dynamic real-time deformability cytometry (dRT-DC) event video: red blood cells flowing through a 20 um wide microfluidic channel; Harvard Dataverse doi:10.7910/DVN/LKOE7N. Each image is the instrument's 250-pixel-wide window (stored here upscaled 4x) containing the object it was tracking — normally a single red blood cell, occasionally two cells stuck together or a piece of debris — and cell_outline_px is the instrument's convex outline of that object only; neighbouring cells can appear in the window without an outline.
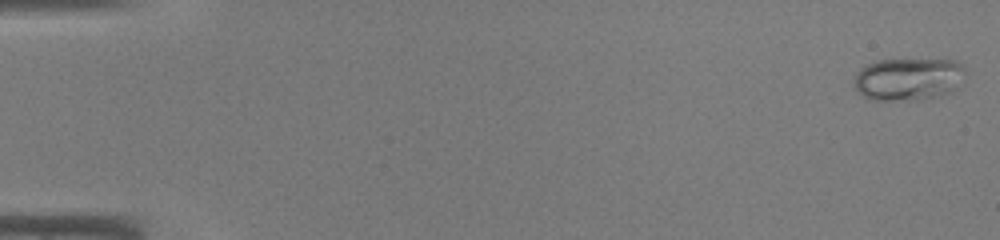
{"species": "common noctule bat (a hibernating species)", "species_latin": "Nyctalus noctula", "temperature_condition": "warm", "stored_images_in_passage": 46, "camera_frame_rate_fps": 3000, "um_per_image_px": 0.085, "animal": {"sex": "male", "body_mass_g": 19.0, "forearm_length_mm": 50.8}, "frame": {"image": 1, "passage_image": 1, "time_ms": 0.0, "image_size_px": [1000, 240], "cell_outline_px": [[964, 84], [948, 92], [916, 100], [872, 100], [864, 96], [852, 84], [856, 72], [860, 68], [868, 64], [880, 60], [956, 60], [964, 64]], "centroid_in_image_um": [77.22, 6.71], "position_along_channel_um": 7.8, "area_um2": 27.63}}
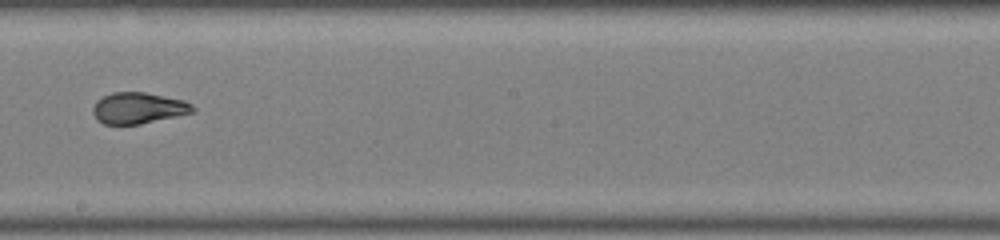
{"frame": {"image": 2, "passage_image": 27, "time_ms": 8.667, "image_size_px": [1000, 240], "cell_outline_px": [[196, 112], [140, 124], [104, 124], [96, 120], [92, 112], [92, 108], [96, 100], [112, 92], [144, 92], [184, 100], [192, 104], [196, 108]], "centroid_in_image_um": [11.76, 9.19], "position_along_channel_um": 236.4, "area_um2": 18.32}}
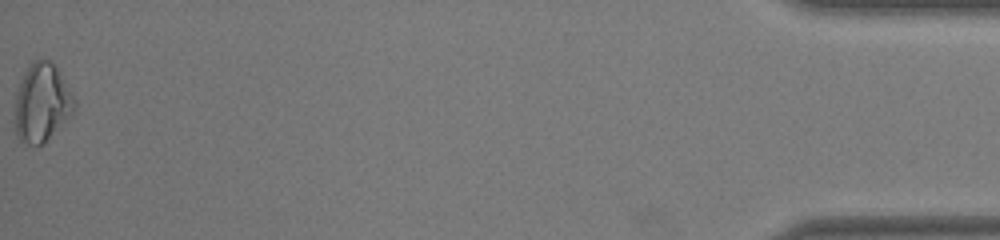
{"frame": {"image": 3, "passage_image": 46, "time_ms": 15.0, "image_size_px": [1000, 240], "cell_outline_px": [[76, 108], [72, 116], [44, 144], [28, 144], [20, 140], [16, 136], [16, 92], [24, 72], [28, 64], [36, 60], [52, 60], [60, 72], [76, 100]], "centroid_in_image_um": [3.6, 8.73], "position_along_channel_um": 431.6, "area_um2": 27.4}}